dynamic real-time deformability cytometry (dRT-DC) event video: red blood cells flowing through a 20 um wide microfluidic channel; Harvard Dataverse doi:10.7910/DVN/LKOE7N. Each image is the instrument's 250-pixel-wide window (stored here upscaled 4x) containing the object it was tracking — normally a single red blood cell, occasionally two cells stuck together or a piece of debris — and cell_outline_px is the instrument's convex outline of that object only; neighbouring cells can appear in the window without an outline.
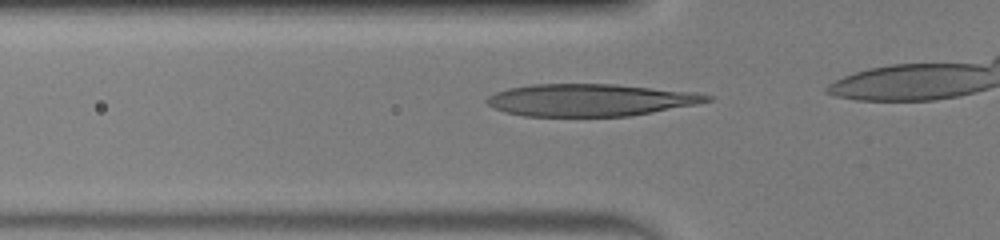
{"species": "human", "species_latin": "Homo sapiens", "temperature_condition": "warm", "stored_images_in_passage": 7, "camera_frame_rate_fps": 3000, "um_per_image_px": 0.085, "donor": {"sex": "male"}, "frame": {"image": 1, "passage_image": 2, "time_ms": 0.333, "image_size_px": [1000, 240], "cell_outline_px": [[716, 96], [712, 100], [696, 104], [652, 112], [628, 116], [524, 116], [504, 112], [492, 108], [484, 100], [488, 96], [496, 92], [508, 88], [532, 84], [616, 84], [692, 92]], "centroid_in_image_um": [50.13, 8.5], "position_along_channel_um": 75.7, "area_um2": 41.33}}
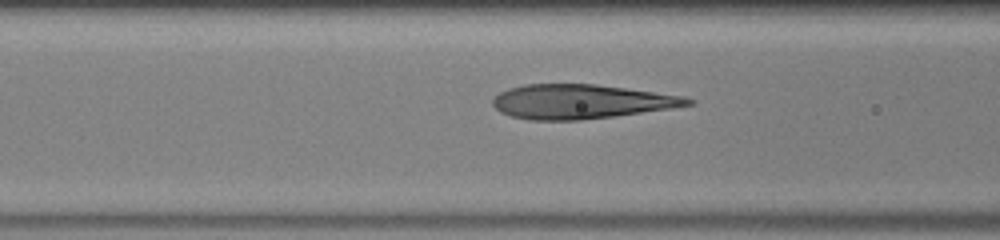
{"frame": {"image": 2, "passage_image": 5, "time_ms": 1.333, "image_size_px": [1000, 240], "cell_outline_px": [[696, 100], [692, 104], [672, 108], [612, 116], [580, 120], [528, 120], [512, 116], [500, 112], [492, 104], [492, 100], [500, 92], [508, 88], [524, 84], [596, 84], [684, 96]], "centroid_in_image_um": [49.36, 8.63], "position_along_channel_um": 117.2, "area_um2": 38.84}}